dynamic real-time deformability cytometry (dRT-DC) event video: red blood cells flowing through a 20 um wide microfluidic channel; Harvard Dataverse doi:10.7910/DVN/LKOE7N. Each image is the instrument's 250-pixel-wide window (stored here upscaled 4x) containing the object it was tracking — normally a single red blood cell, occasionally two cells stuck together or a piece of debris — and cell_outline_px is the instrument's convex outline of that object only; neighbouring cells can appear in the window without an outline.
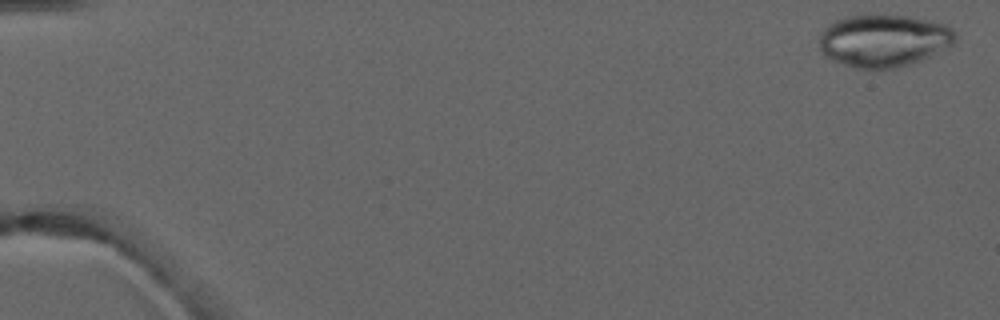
{"species": "common noctule bat (a hibernating species)", "species_latin": "Nyctalus noctula", "temperature_condition": "warm", "stored_images_in_passage": 5, "camera_frame_rate_fps": 3000, "um_per_image_px": 0.085, "animal": {"sex": "male", "forearm_length_mm": 52.5}, "frame": {"image": 1, "passage_image": 1, "time_ms": 0.0, "image_size_px": [1000, 320], "cell_outline_px": [[956, 40], [948, 48], [920, 60], [908, 64], [892, 68], [856, 68], [844, 64], [824, 56], [820, 48], [820, 32], [828, 24], [836, 20], [848, 16], [908, 16], [948, 24], [956, 32]], "centroid_in_image_um": [75.14, 3.45], "position_along_channel_um": 9.9, "area_um2": 41.27}}